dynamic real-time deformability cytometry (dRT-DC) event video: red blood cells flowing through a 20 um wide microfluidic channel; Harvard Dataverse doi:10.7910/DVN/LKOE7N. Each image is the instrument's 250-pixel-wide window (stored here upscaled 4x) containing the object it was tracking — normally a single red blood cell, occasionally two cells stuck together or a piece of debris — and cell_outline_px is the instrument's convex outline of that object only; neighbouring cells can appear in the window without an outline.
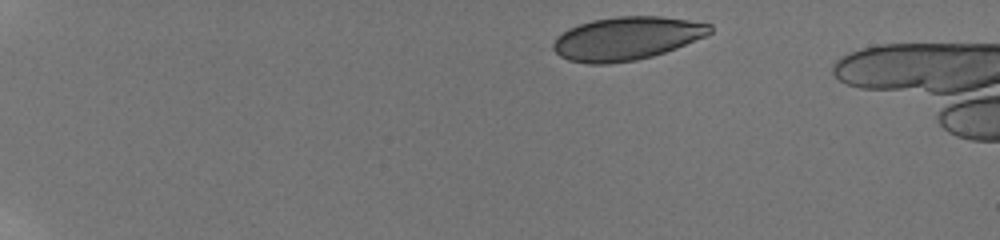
{"species": "human", "species_latin": "Homo sapiens", "temperature_condition": "room temperature", "stored_images_in_passage": 9, "camera_frame_rate_fps": 3000, "um_per_image_px": 0.085, "donor": {"sex": "male"}, "frame": {"image": 1, "passage_image": 3, "time_ms": 0.667, "image_size_px": [1000, 240], "cell_outline_px": [[712, 32], [704, 36], [676, 48], [652, 56], [636, 60], [608, 64], [588, 64], [568, 60], [560, 56], [552, 48], [552, 44], [556, 36], [568, 28], [592, 20], [616, 16], [660, 16], [688, 20], [712, 24]], "centroid_in_image_um": [53.22, 3.27], "position_along_channel_um": 31.8, "area_um2": 39.54}}